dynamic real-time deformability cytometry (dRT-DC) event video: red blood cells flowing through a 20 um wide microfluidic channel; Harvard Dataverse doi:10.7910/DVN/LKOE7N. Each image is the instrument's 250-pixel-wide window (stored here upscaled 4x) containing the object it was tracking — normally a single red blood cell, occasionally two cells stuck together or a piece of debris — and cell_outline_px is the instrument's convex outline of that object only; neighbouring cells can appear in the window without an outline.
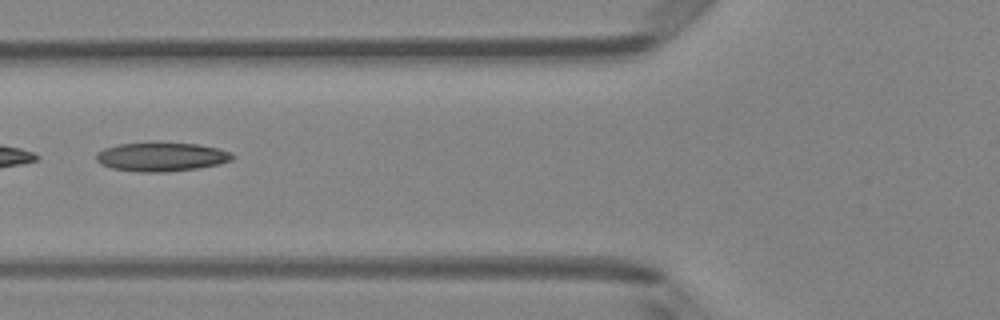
{"species": "Egyptian fruit bat (a non-hibernating species)", "species_latin": "Rousettus aegyptiacus", "temperature_condition": "room temperature", "stored_images_in_passage": 6, "camera_frame_rate_fps": 3000, "um_per_image_px": 0.085, "animal": {"sex": "female"}, "frame": {"image": 1, "passage_image": 5, "time_ms": 1.333, "image_size_px": [1000, 320], "cell_outline_px": [[236, 156], [232, 160], [220, 164], [200, 168], [164, 172], [144, 172], [112, 168], [100, 164], [96, 160], [96, 152], [104, 148], [120, 144], [196, 144], [216, 148], [232, 152]], "centroid_in_image_um": [13.75, 13.35], "position_along_channel_um": 112.1, "area_um2": 22.54}}
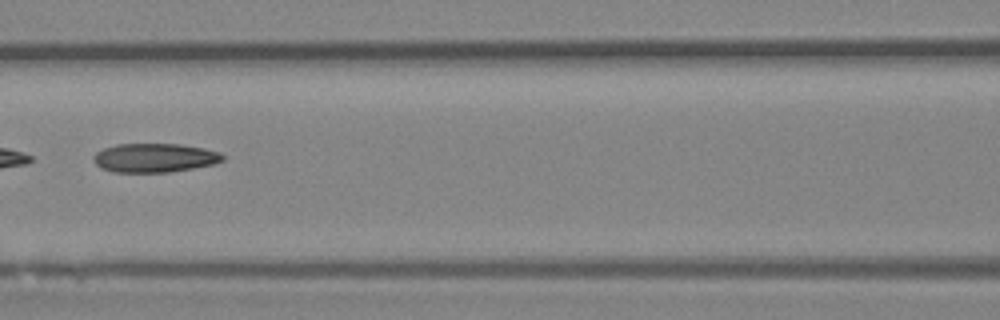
{"frame": {"image": 2, "passage_image": 6, "time_ms": 1.667, "image_size_px": [1000, 320], "cell_outline_px": [[224, 160], [212, 164], [192, 168], [168, 172], [112, 172], [100, 168], [92, 160], [92, 156], [96, 152], [104, 148], [116, 144], [180, 144], [204, 148], [220, 152], [224, 156]], "centroid_in_image_um": [13.1, 13.41], "position_along_channel_um": 153.5, "area_um2": 21.85}}